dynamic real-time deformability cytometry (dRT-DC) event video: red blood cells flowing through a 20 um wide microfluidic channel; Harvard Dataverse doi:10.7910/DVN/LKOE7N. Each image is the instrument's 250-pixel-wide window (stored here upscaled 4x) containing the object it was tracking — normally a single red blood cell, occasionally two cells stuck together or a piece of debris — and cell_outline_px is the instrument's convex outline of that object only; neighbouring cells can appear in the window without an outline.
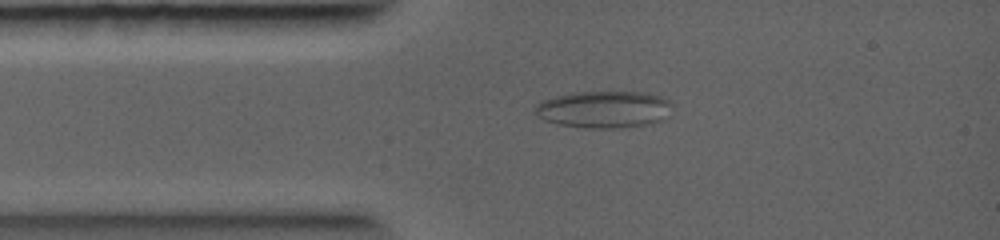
{"species": "common noctule bat (a hibernating species)", "species_latin": "Nyctalus noctula", "temperature_condition": "warm", "stored_images_in_passage": 4, "camera_frame_rate_fps": 5000, "um_per_image_px": 0.085, "animal": {"sex": "female", "body_mass_g": 19.0, "forearm_length_mm": 56.7}, "frame": {"image": 1, "passage_image": 2, "time_ms": 0.6, "image_size_px": [1000, 240], "cell_outline_px": [[672, 116], [664, 120], [652, 124], [616, 128], [588, 128], [560, 124], [544, 120], [536, 116], [532, 108], [540, 100], [556, 96], [576, 92], [644, 92], [660, 96], [668, 100], [672, 104]], "centroid_in_image_um": [51.37, 9.3], "position_along_channel_um": 33.6, "area_um2": 30.11}}